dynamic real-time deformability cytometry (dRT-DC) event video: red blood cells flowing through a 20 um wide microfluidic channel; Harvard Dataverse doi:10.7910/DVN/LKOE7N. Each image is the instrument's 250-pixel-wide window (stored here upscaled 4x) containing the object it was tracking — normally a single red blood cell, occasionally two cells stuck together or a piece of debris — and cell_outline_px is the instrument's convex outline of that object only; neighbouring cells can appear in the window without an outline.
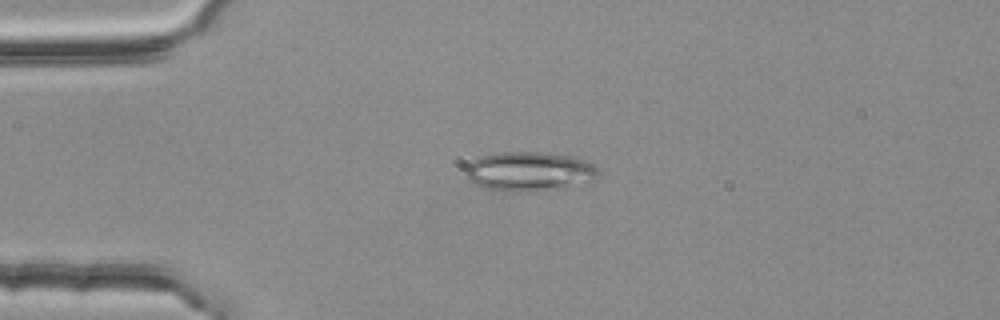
{"species": "common noctule bat (a hibernating species)", "species_latin": "Nyctalus noctula", "temperature_condition": "room temperature", "stored_images_in_passage": 3, "camera_frame_rate_fps": 3000, "um_per_image_px": 0.085, "animal": {"sex": "female", "body_mass_g": 25.1}, "frame": {"image": 1, "passage_image": 3, "time_ms": 0.667, "image_size_px": [1000, 320], "cell_outline_px": [[600, 176], [596, 180], [528, 192], [512, 192], [484, 188], [472, 180], [468, 176], [468, 164], [472, 160], [484, 156], [500, 152], [540, 152], [572, 156], [584, 160], [600, 168]], "centroid_in_image_um": [45.05, 14.56], "position_along_channel_um": 39.9, "area_um2": 29.88}}